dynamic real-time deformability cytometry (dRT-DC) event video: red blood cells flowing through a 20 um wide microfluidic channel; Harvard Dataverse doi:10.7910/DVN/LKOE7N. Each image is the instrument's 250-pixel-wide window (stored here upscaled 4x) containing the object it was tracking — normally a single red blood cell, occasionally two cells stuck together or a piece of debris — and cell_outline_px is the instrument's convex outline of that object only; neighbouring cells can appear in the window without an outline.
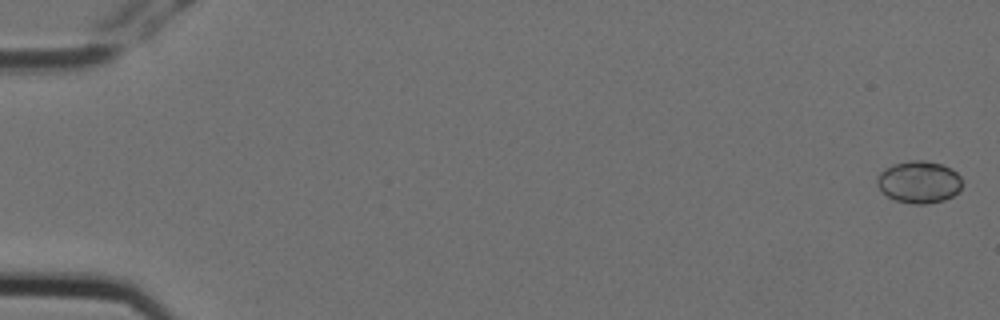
{"species": "Egyptian fruit bat (a non-hibernating species)", "species_latin": "Rousettus aegyptiacus", "temperature_condition": "cold", "stored_images_in_passage": 6, "camera_frame_rate_fps": 3000, "um_per_image_px": 0.085, "animal": {"sex": "female"}, "frame": {"image": 1, "passage_image": 1, "time_ms": 0.0, "image_size_px": [1000, 320], "cell_outline_px": [[964, 184], [952, 196], [944, 200], [924, 204], [912, 204], [896, 200], [888, 196], [876, 184], [876, 180], [880, 172], [884, 168], [892, 164], [908, 160], [924, 160], [940, 164], [952, 168], [964, 180]], "centroid_in_image_um": [78.13, 15.45], "position_along_channel_um": 6.9, "area_um2": 21.04}}
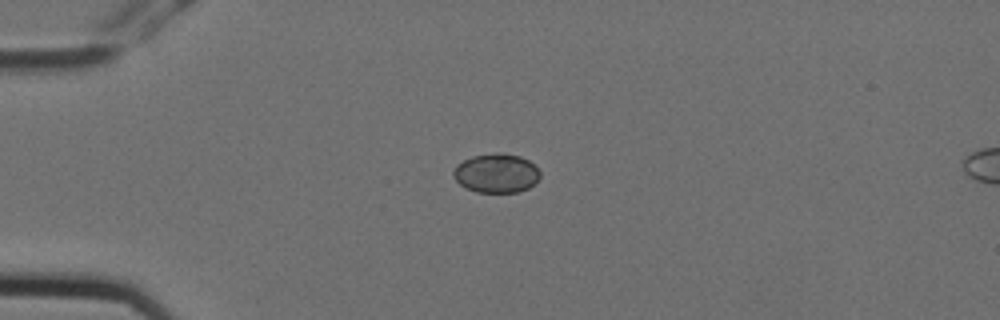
{"frame": {"image": 2, "passage_image": 4, "time_ms": 1.0, "image_size_px": [1000, 320], "cell_outline_px": [[540, 176], [528, 188], [516, 192], [476, 192], [460, 184], [452, 176], [452, 172], [456, 164], [472, 156], [496, 152], [500, 152], [520, 156], [528, 160], [540, 172]], "centroid_in_image_um": [42.15, 14.7], "position_along_channel_um": 42.9, "area_um2": 19.65}}